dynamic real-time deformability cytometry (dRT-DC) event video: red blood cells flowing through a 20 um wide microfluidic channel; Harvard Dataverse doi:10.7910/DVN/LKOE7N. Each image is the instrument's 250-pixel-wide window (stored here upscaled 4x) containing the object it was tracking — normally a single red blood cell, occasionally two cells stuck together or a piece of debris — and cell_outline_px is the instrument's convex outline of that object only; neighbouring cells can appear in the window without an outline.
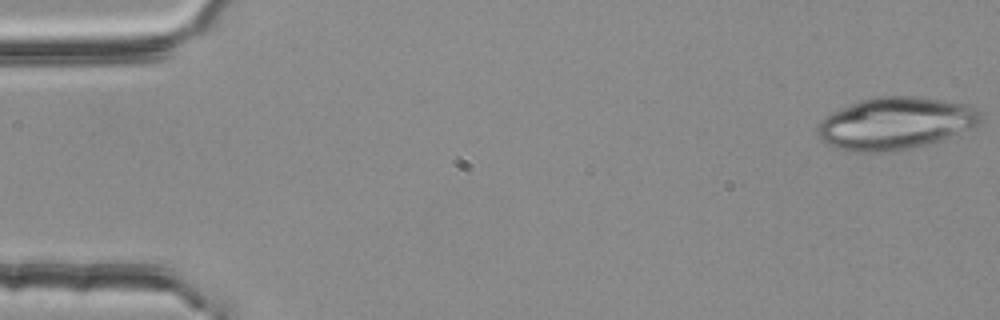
{"species": "common noctule bat (a hibernating species)", "species_latin": "Nyctalus noctula", "temperature_condition": "room temperature", "stored_images_in_passage": 54, "camera_frame_rate_fps": 3000, "um_per_image_px": 0.085, "animal": {"sex": "female", "body_mass_g": 25.1}, "frame": {"image": 1, "passage_image": 1, "time_ms": 0.0, "image_size_px": [1000, 320], "cell_outline_px": [[980, 124], [976, 128], [944, 140], [912, 148], [884, 152], [856, 152], [824, 144], [820, 140], [816, 128], [820, 120], [824, 116], [832, 112], [860, 100], [880, 96], [912, 96], [968, 104], [976, 108], [980, 112]], "centroid_in_image_um": [76.13, 10.5], "position_along_channel_um": 8.9, "area_um2": 50.05}}
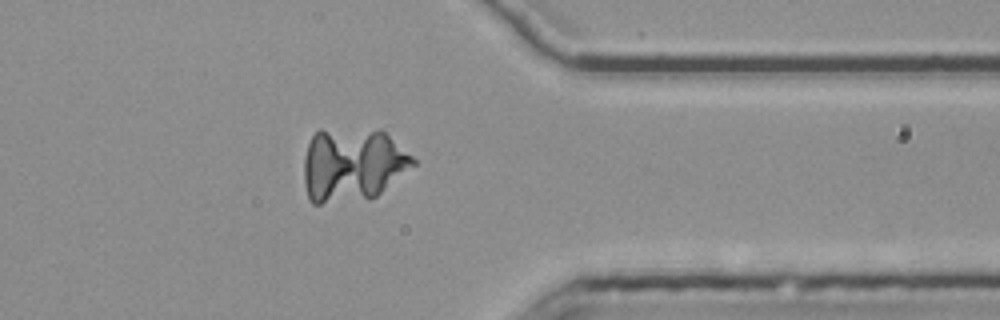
{"frame": {"image": 2, "passage_image": 43, "time_ms": 14.0, "image_size_px": [1000, 320], "cell_outline_px": [[416, 164], [376, 196], [368, 200], [320, 204], [312, 204], [308, 200], [304, 184], [304, 156], [308, 144], [312, 136], [320, 128], [380, 128], [412, 156], [416, 160]], "centroid_in_image_um": [29.93, 13.99], "position_along_channel_um": 381.5, "area_um2": 47.8}}
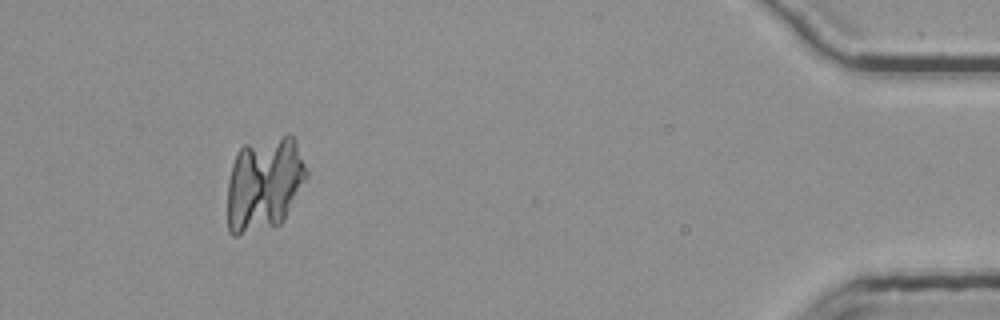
{"frame": {"image": 3, "passage_image": 50, "time_ms": 16.333, "image_size_px": [1000, 320], "cell_outline_px": [[308, 176], [284, 220], [280, 224], [236, 236], [232, 236], [228, 232], [228, 180], [232, 164], [236, 152], [244, 144], [288, 132], [292, 136], [296, 144], [308, 172]], "centroid_in_image_um": [22.45, 15.6], "position_along_channel_um": 412.8, "area_um2": 43.87}}